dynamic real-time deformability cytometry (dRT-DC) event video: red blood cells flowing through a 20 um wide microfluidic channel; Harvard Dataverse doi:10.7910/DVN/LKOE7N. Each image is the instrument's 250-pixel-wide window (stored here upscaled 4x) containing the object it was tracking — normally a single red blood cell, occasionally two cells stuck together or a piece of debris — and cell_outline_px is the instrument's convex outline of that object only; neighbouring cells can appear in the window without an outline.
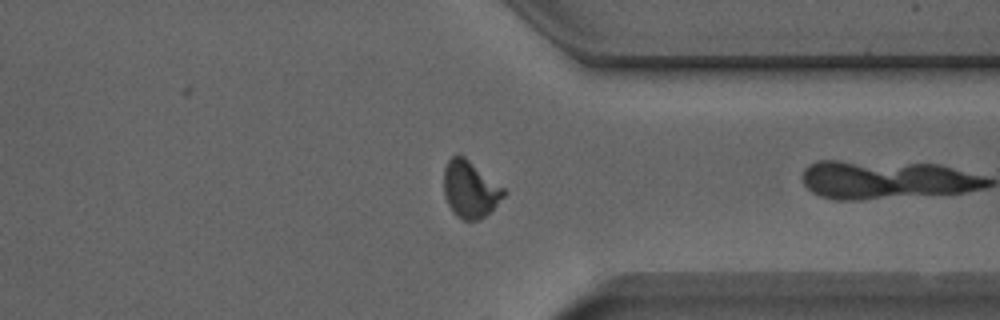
{"species": "Egyptian fruit bat (a non-hibernating species)", "species_latin": "Rousettus aegyptiacus", "temperature_condition": "room temperature", "stored_images_in_passage": 28, "camera_frame_rate_fps": 3000, "um_per_image_px": 0.085, "animal": {"sex": "male"}, "frame": {"image": 1, "passage_image": 27, "time_ms": 8.667, "image_size_px": [1000, 320], "cell_outline_px": [[508, 192], [480, 220], [464, 220], [456, 216], [452, 212], [444, 196], [444, 168], [448, 160], [452, 156], [464, 156], [504, 188]], "centroid_in_image_um": [39.94, 16.1], "position_along_channel_um": 371.5, "area_um2": 19.65}}